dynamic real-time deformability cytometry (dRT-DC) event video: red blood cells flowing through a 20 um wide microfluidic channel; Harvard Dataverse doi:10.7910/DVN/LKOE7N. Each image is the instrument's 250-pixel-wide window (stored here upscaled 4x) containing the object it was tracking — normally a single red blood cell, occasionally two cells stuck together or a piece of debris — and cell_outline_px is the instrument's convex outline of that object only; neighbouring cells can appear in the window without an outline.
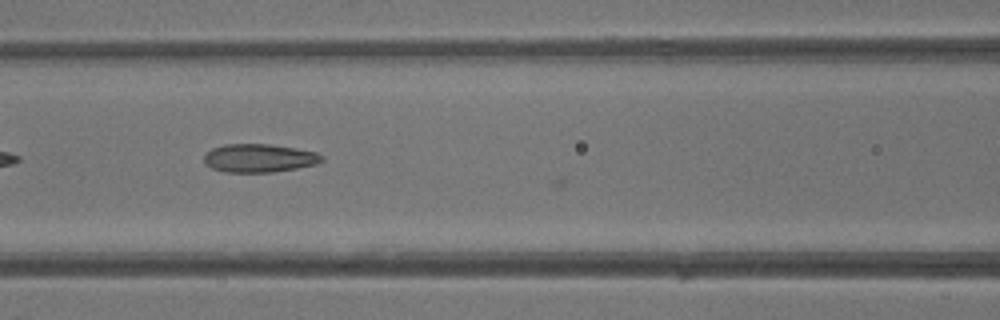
{"species": "common noctule bat (a hibernating species)", "species_latin": "Nyctalus noctula", "temperature_condition": "warm", "stored_images_in_passage": 5, "camera_frame_rate_fps": 3000, "um_per_image_px": 0.085, "animal": {"sex": "male", "body_mass_g": 13.3}, "frame": {"image": 1, "passage_image": 5, "time_ms": 4.667, "image_size_px": [1000, 320], "cell_outline_px": [[324, 160], [316, 164], [296, 168], [272, 172], [224, 172], [212, 168], [204, 164], [204, 156], [212, 148], [224, 144], [268, 144], [296, 148], [316, 152], [324, 156]], "centroid_in_image_um": [22.03, 13.44], "position_along_channel_um": 144.6, "area_um2": 19.48}}